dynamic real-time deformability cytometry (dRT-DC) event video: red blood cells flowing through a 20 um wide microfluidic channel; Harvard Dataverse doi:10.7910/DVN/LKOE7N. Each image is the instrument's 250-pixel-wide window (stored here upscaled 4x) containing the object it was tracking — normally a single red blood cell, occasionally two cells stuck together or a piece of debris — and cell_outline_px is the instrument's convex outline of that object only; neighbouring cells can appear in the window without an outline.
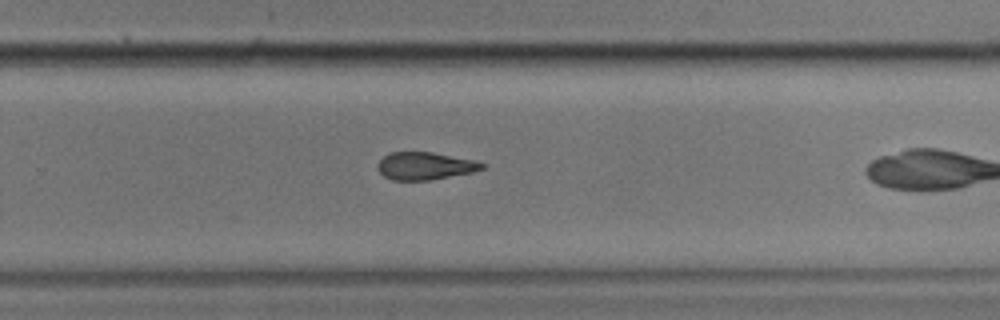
{"species": "common noctule bat (a hibernating species)", "species_latin": "Nyctalus noctula", "temperature_condition": "cold", "stored_images_in_passage": 35, "camera_frame_rate_fps": 3000, "um_per_image_px": 0.085, "animal": {"sex": "male", "body_mass_g": 17.9}, "frame": {"image": 1, "passage_image": 27, "time_ms": 8.667, "image_size_px": [1000, 320], "cell_outline_px": [[488, 164], [484, 168], [472, 172], [432, 180], [392, 180], [384, 176], [376, 168], [376, 164], [388, 152], [432, 152], [476, 160]], "centroid_in_image_um": [36.13, 14.1], "position_along_channel_um": 293.7, "area_um2": 16.99}}
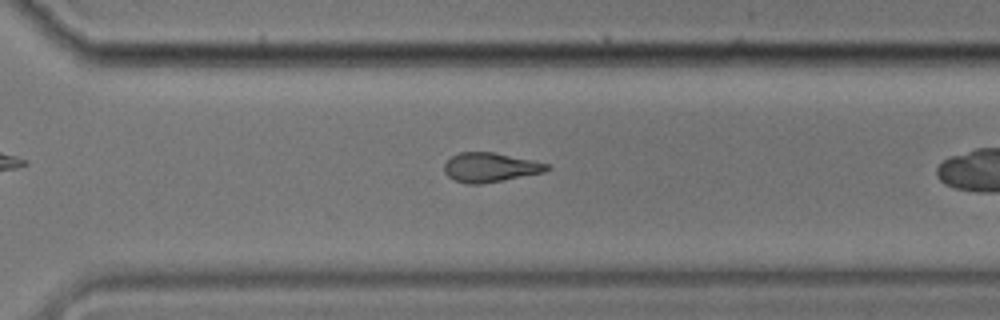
{"frame": {"image": 2, "passage_image": 30, "time_ms": 9.667, "image_size_px": [1000, 320], "cell_outline_px": [[552, 168], [544, 172], [480, 184], [468, 184], [456, 180], [448, 176], [444, 172], [444, 164], [452, 156], [460, 152], [492, 152], [548, 164]], "centroid_in_image_um": [41.64, 14.23], "position_along_channel_um": 329.0, "area_um2": 17.17}}